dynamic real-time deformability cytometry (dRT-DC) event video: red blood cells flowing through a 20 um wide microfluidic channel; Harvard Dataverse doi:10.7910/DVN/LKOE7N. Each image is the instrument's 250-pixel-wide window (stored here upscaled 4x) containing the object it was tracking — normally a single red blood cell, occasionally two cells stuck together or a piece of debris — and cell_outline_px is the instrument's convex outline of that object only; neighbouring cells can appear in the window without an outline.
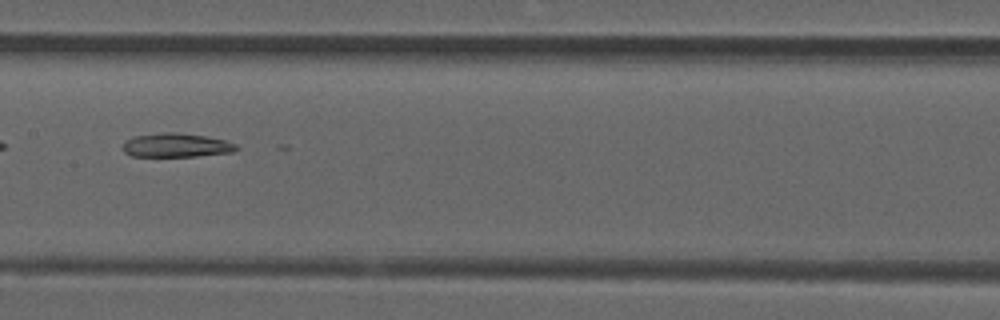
{"species": "common noctule bat (a hibernating species)", "species_latin": "Nyctalus noctula", "temperature_condition": "room temperature", "stored_images_in_passage": 37, "camera_frame_rate_fps": 3000, "um_per_image_px": 0.085, "animal": {"sex": "male", "forearm_length_mm": 52.5}, "frame": {"image": 1, "passage_image": 11, "time_ms": 3.333, "image_size_px": [1000, 320], "cell_outline_px": [[240, 148], [232, 152], [196, 156], [132, 156], [124, 152], [124, 144], [128, 140], [136, 136], [164, 132], [176, 132], [204, 136], [224, 140], [236, 144]], "centroid_in_image_um": [15.02, 12.35], "position_along_channel_um": 192.4, "area_um2": 15.55}}